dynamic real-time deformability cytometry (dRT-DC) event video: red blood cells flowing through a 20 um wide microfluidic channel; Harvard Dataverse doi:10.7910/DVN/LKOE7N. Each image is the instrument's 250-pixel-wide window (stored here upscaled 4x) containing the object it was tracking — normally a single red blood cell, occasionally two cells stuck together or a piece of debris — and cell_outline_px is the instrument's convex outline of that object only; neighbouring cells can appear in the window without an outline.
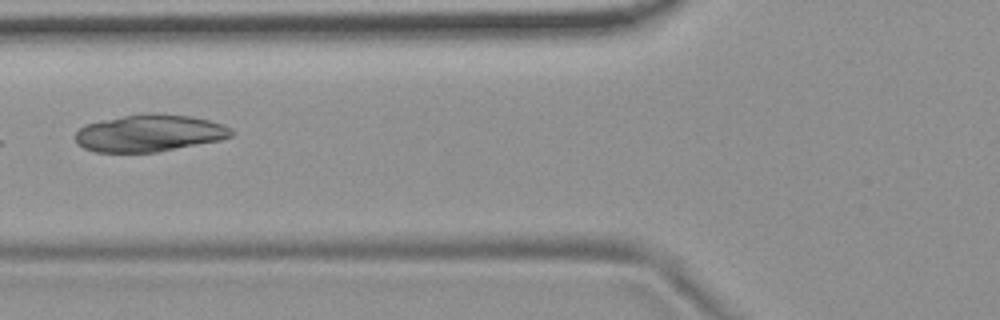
{"species": "common noctule bat (a hibernating species)", "species_latin": "Nyctalus noctula", "temperature_condition": "room temperature", "stored_images_in_passage": 7, "camera_frame_rate_fps": 3000, "um_per_image_px": 0.085, "animal": {"sex": "female", "body_mass_g": 19.9}, "frame": {"image": 1, "passage_image": 4, "time_ms": 4.333, "image_size_px": [1000, 320], "cell_outline_px": [[232, 136], [220, 140], [156, 152], [96, 152], [84, 148], [76, 144], [76, 132], [84, 124], [124, 116], [148, 112], [156, 112], [192, 116], [224, 124], [232, 128]], "centroid_in_image_um": [12.71, 11.3], "position_along_channel_um": 113.1, "area_um2": 33.81}}
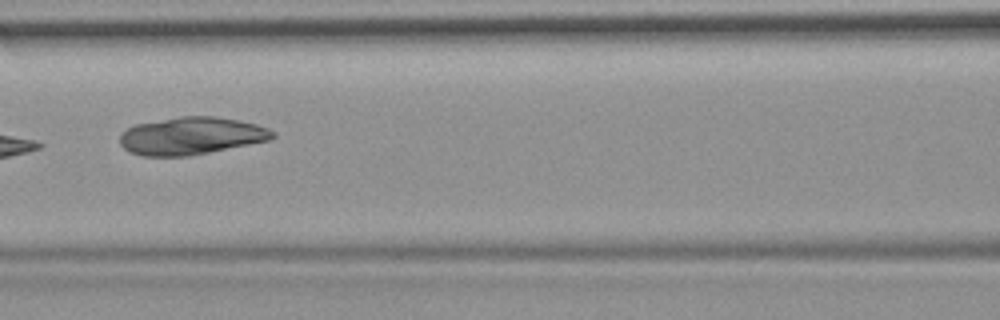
{"frame": {"image": 2, "passage_image": 5, "time_ms": 5.333, "image_size_px": [1000, 320], "cell_outline_px": [[276, 136], [268, 140], [188, 156], [140, 156], [128, 152], [120, 144], [120, 136], [128, 128], [136, 124], [180, 116], [216, 116], [256, 124], [268, 128], [276, 132]], "centroid_in_image_um": [16.24, 11.55], "position_along_channel_um": 150.4, "area_um2": 33.18}}
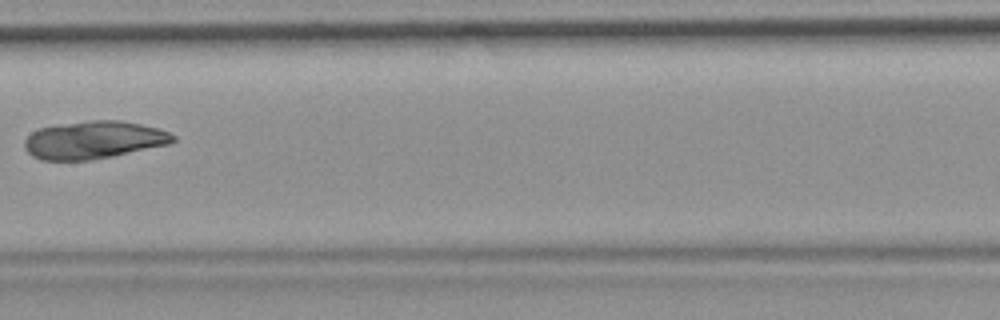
{"frame": {"image": 3, "passage_image": 6, "time_ms": 6.667, "image_size_px": [1000, 320], "cell_outline_px": [[176, 140], [168, 144], [112, 156], [92, 160], [40, 160], [32, 156], [24, 148], [24, 140], [32, 132], [40, 128], [92, 120], [120, 120], [160, 128], [176, 136]], "centroid_in_image_um": [7.97, 11.9], "position_along_channel_um": 199.4, "area_um2": 32.43}}